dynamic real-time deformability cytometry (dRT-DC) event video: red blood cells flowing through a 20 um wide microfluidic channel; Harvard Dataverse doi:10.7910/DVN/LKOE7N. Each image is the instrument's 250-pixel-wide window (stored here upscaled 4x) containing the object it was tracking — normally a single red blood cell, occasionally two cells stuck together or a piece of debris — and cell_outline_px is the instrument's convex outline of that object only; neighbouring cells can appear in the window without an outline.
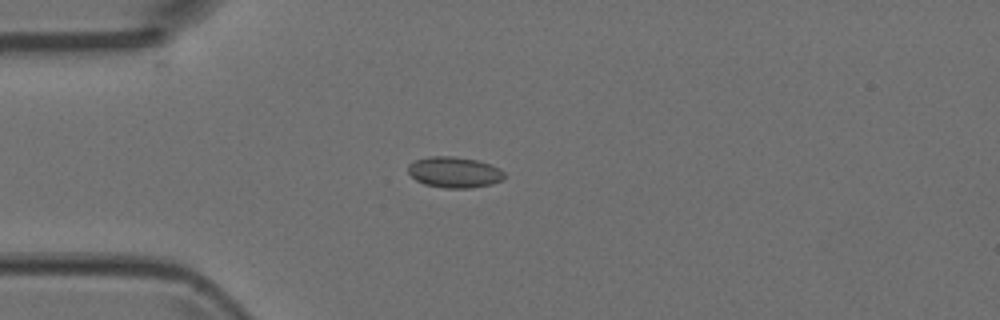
{"species": "Egyptian fruit bat (a non-hibernating species)", "species_latin": "Rousettus aegyptiacus", "temperature_condition": "room temperature", "stored_images_in_passage": 5, "camera_frame_rate_fps": 3000, "um_per_image_px": 0.085, "animal": {"sex": "female"}, "frame": {"image": 1, "passage_image": 4, "time_ms": 1.0, "image_size_px": [1000, 320], "cell_outline_px": [[504, 176], [500, 180], [492, 184], [468, 188], [444, 188], [424, 184], [416, 180], [408, 172], [408, 164], [416, 160], [428, 156], [452, 156], [476, 160], [492, 164], [500, 168], [504, 172]], "centroid_in_image_um": [38.61, 14.63], "position_along_channel_um": 46.4, "area_um2": 17.34}}